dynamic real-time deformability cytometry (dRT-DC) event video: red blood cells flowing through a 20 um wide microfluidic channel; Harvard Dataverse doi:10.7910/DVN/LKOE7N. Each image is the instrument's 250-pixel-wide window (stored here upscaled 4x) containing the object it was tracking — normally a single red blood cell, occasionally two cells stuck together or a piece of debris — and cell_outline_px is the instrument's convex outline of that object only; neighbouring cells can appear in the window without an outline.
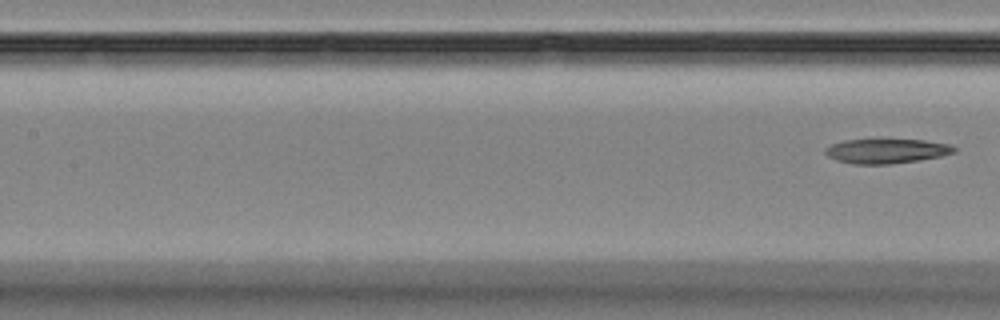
{"species": "Egyptian fruit bat (a non-hibernating species)", "species_latin": "Rousettus aegyptiacus", "temperature_condition": "room temperature", "stored_images_in_passage": 8, "camera_frame_rate_fps": 3000, "um_per_image_px": 0.085, "animal": {"sex": "female"}, "frame": {"image": 1, "passage_image": 8, "time_ms": 9.0, "image_size_px": [1000, 320], "cell_outline_px": [[956, 152], [940, 156], [916, 160], [888, 164], [852, 164], [836, 160], [828, 156], [824, 152], [824, 148], [832, 144], [844, 140], [924, 140], [948, 144], [956, 148]], "centroid_in_image_um": [75.31, 12.84], "position_along_channel_um": 132.1, "area_um2": 18.21}}